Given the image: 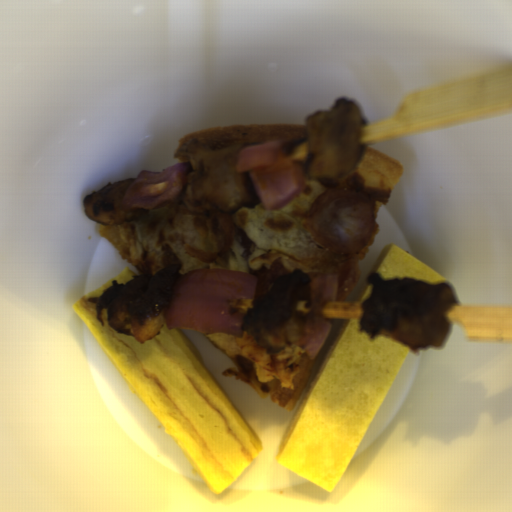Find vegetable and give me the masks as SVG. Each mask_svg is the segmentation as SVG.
<instances>
[{
    "label": "vegetable",
    "instance_id": "96ceb2fe",
    "mask_svg": "<svg viewBox=\"0 0 512 512\" xmlns=\"http://www.w3.org/2000/svg\"><path fill=\"white\" fill-rule=\"evenodd\" d=\"M312 279L310 294L313 304V309L316 316L323 321V329L310 341L303 343V349L307 356L315 358L332 326L331 323L323 317L322 306L326 302L335 301L338 295V280L337 276L322 271H314L308 273Z\"/></svg>",
    "mask_w": 512,
    "mask_h": 512
},
{
    "label": "vegetable",
    "instance_id": "ea0f7189",
    "mask_svg": "<svg viewBox=\"0 0 512 512\" xmlns=\"http://www.w3.org/2000/svg\"><path fill=\"white\" fill-rule=\"evenodd\" d=\"M235 170L248 173L267 211H277L294 199L305 177L303 166L277 140L242 147L236 155Z\"/></svg>",
    "mask_w": 512,
    "mask_h": 512
},
{
    "label": "vegetable",
    "instance_id": "f7b5029e",
    "mask_svg": "<svg viewBox=\"0 0 512 512\" xmlns=\"http://www.w3.org/2000/svg\"><path fill=\"white\" fill-rule=\"evenodd\" d=\"M194 168L190 161L171 165L161 172L139 171L136 179L131 182L127 192L122 197V207L127 213L138 209H152L166 201L176 200L188 183V176ZM171 182L170 188L156 196H139L140 186Z\"/></svg>",
    "mask_w": 512,
    "mask_h": 512
},
{
    "label": "vegetable",
    "instance_id": "add77e79",
    "mask_svg": "<svg viewBox=\"0 0 512 512\" xmlns=\"http://www.w3.org/2000/svg\"><path fill=\"white\" fill-rule=\"evenodd\" d=\"M257 277L238 270L196 269L174 283L164 313L166 329L225 333L243 338Z\"/></svg>",
    "mask_w": 512,
    "mask_h": 512
}]
</instances>
